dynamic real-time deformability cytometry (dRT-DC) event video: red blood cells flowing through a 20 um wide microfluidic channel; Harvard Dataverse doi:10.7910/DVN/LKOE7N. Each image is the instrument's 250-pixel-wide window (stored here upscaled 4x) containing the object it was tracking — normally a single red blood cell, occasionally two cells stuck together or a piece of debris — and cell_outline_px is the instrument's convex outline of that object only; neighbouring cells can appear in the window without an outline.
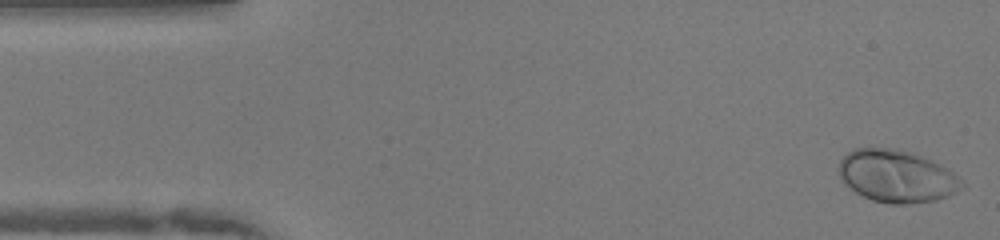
{"species": "human", "species_latin": "Homo sapiens", "temperature_condition": "warm", "stored_images_in_passage": 49, "camera_frame_rate_fps": 3000, "um_per_image_px": 0.085, "donor": {"sex": "female"}, "frame": {"image": 1, "passage_image": 1, "time_ms": 0.0, "image_size_px": [1000, 240], "cell_outline_px": [[964, 184], [956, 192], [948, 196], [936, 200], [904, 204], [892, 204], [872, 200], [856, 192], [844, 184], [840, 180], [840, 160], [848, 152], [856, 148], [888, 148], [920, 156], [940, 164], [952, 172]], "centroid_in_image_um": [76.19, 14.99], "position_along_channel_um": 8.8, "area_um2": 36.88}}
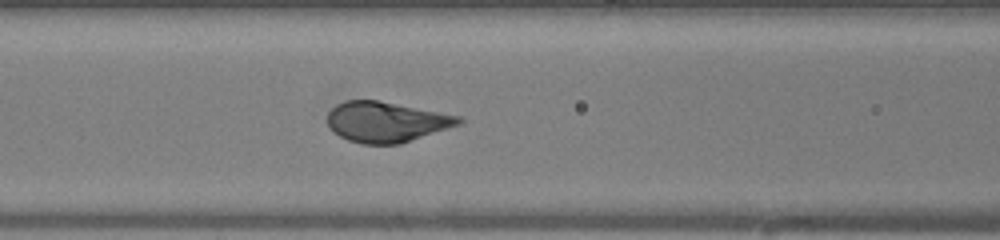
{"frame": {"image": 2, "passage_image": 19, "time_ms": 6.0, "image_size_px": [1000, 240], "cell_outline_px": [[464, 120], [460, 124], [400, 144], [364, 144], [348, 140], [332, 132], [328, 124], [328, 112], [336, 104], [344, 100], [376, 100], [460, 116]], "centroid_in_image_um": [32.8, 10.36], "position_along_channel_um": 133.8, "area_um2": 30.69}}
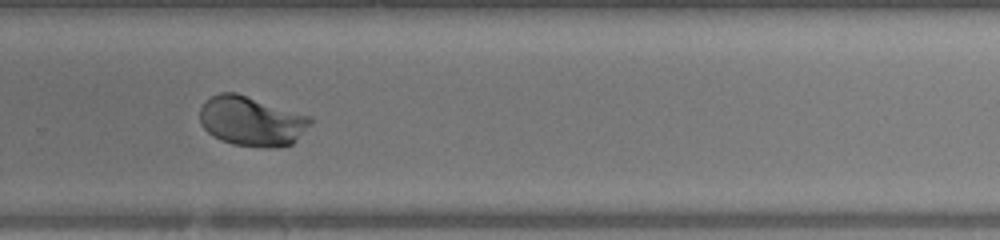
{"frame": {"image": 3, "passage_image": 32, "time_ms": 10.333, "image_size_px": [1000, 240], "cell_outline_px": [[312, 124], [292, 144], [272, 148], [264, 148], [232, 144], [220, 140], [212, 136], [200, 124], [200, 108], [204, 100], [220, 92], [236, 92], [312, 116]], "centroid_in_image_um": [21.38, 10.29], "position_along_channel_um": 308.4, "area_um2": 32.48}, "authors_computed_cell_mechanics": {"area_um2": 32.368, "velocity_mm_per_s": 4.044, "shape_relaxation_time_tau1_ms": 2.4051, "shape_relaxation_time_tau2_ms": null, "deformation_change_tau1": 0.184, "deformation_change_tau2": null}}